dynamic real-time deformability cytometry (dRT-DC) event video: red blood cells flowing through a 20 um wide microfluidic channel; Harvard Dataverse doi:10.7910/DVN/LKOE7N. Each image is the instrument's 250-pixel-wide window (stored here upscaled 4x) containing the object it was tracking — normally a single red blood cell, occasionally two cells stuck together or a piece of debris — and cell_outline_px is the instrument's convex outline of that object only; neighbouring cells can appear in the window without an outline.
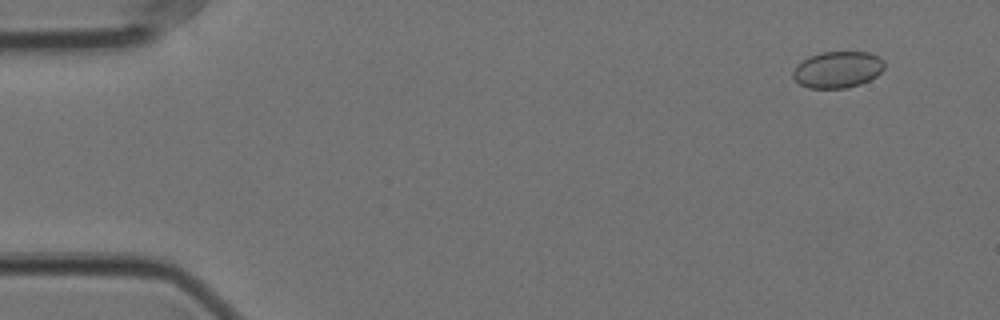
{"species": "Egyptian fruit bat (a non-hibernating species)", "species_latin": "Rousettus aegyptiacus", "temperature_condition": "cold", "stored_images_in_passage": 58, "camera_frame_rate_fps": 3000, "um_per_image_px": 0.085, "animal": {"sex": "female"}, "frame": {"image": 1, "passage_image": 5, "time_ms": 1.333, "image_size_px": [1000, 320], "cell_outline_px": [[884, 68], [876, 76], [860, 84], [848, 88], [808, 88], [800, 84], [792, 76], [792, 72], [796, 64], [808, 56], [824, 52], [868, 52], [876, 56], [884, 64]], "centroid_in_image_um": [71.14, 5.92], "position_along_channel_um": 13.9, "area_um2": 19.36}}
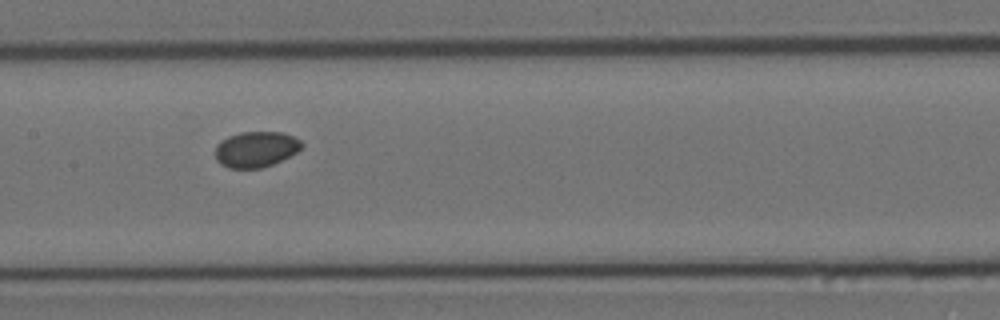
{"frame": {"image": 2, "passage_image": 29, "time_ms": 9.333, "image_size_px": [1000, 320], "cell_outline_px": [[304, 144], [296, 152], [272, 164], [260, 168], [228, 168], [220, 164], [216, 160], [216, 144], [228, 136], [240, 132], [284, 132], [300, 140]], "centroid_in_image_um": [21.73, 12.68], "position_along_channel_um": 185.7, "area_um2": 17.92}}
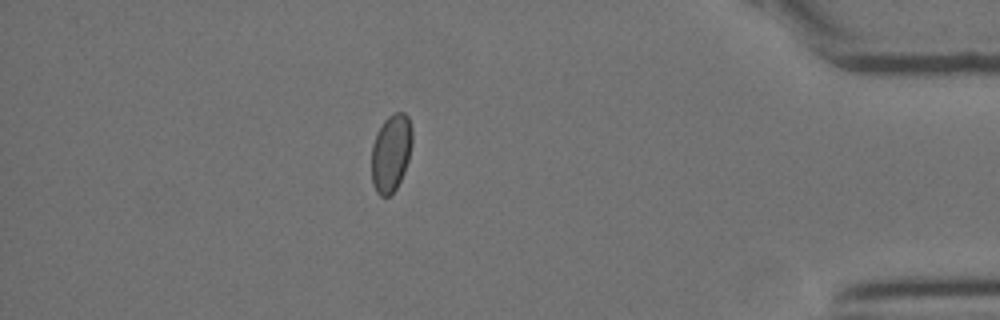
{"frame": {"image": 3, "passage_image": 51, "time_ms": 16.667, "image_size_px": [1000, 320], "cell_outline_px": [[412, 144], [408, 160], [404, 172], [396, 188], [388, 196], [380, 196], [376, 192], [372, 184], [372, 144], [376, 132], [384, 120], [392, 112], [404, 112], [408, 116], [412, 128]], "centroid_in_image_um": [33.23, 12.96], "position_along_channel_um": 402.0, "area_um2": 18.55}, "authors_computed_cell_mechanics": {"area_um2": 18.5538, "velocity_mm_per_s": 3.531, "shape_relaxation_time_tau1_ms": null, "shape_relaxation_time_tau2_ms": 5.568, "deformation_change_tau1": null, "deformation_change_tau2": 0.0411}}